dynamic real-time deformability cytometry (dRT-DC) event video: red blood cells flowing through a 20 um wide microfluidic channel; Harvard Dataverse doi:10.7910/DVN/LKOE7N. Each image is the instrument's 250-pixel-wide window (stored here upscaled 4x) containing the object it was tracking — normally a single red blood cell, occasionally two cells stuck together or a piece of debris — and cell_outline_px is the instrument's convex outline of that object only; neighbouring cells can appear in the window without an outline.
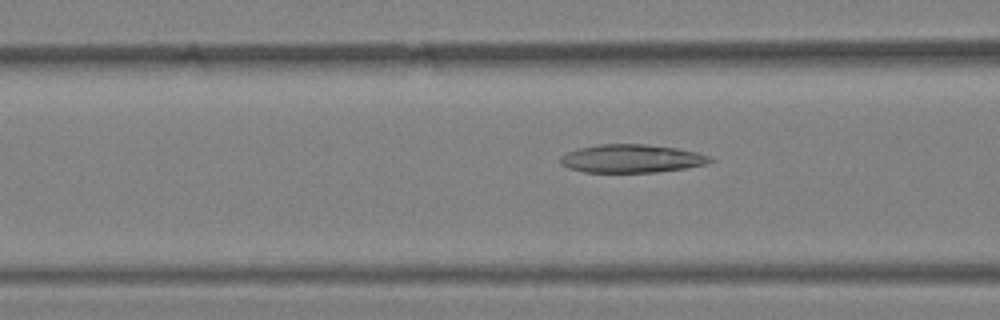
{"species": "Egyptian fruit bat (a non-hibernating species)", "species_latin": "Rousettus aegyptiacus", "temperature_condition": "warm", "stored_images_in_passage": 40, "camera_frame_rate_fps": 3000, "um_per_image_px": 0.085, "animal": {"sex": "female"}, "frame": {"image": 1, "passage_image": 13, "time_ms": 4.0, "image_size_px": [1000, 320], "cell_outline_px": [[716, 160], [704, 164], [684, 168], [656, 172], [584, 172], [568, 168], [560, 164], [560, 156], [568, 152], [580, 148], [600, 144], [644, 144], [676, 148], [696, 152], [708, 156]], "centroid_in_image_um": [53.65, 13.48], "position_along_channel_um": 112.9, "area_um2": 24.45}}
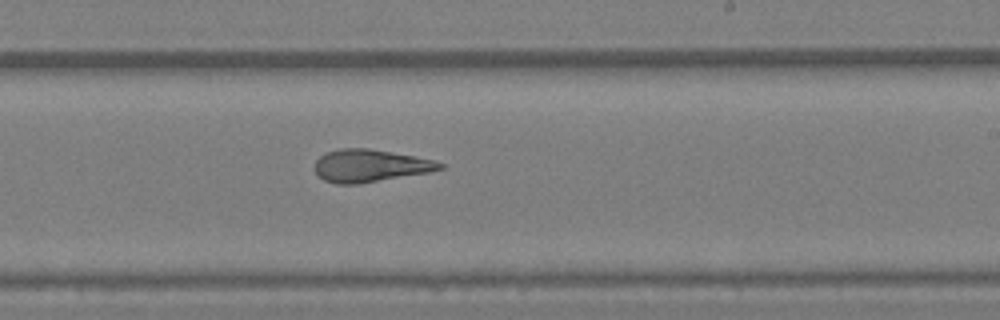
{"frame": {"image": 2, "passage_image": 25, "time_ms": 8.0, "image_size_px": [1000, 320], "cell_outline_px": [[444, 168], [428, 172], [356, 184], [336, 184], [324, 180], [316, 172], [316, 160], [320, 156], [328, 152], [340, 148], [368, 148], [416, 156], [436, 160], [444, 164]], "centroid_in_image_um": [31.48, 14.07], "position_along_channel_um": 257.5, "area_um2": 23.47}}
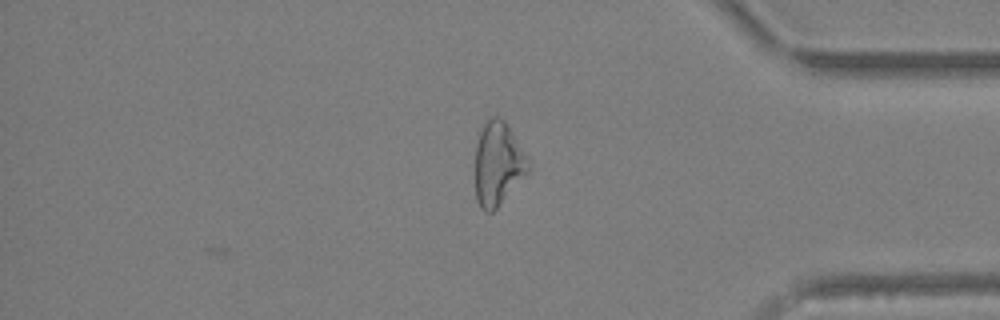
{"frame": {"image": 3, "passage_image": 38, "time_ms": 12.333, "image_size_px": [1000, 320], "cell_outline_px": [[528, 172], [496, 208], [492, 212], [484, 212], [480, 208], [476, 200], [476, 144], [480, 128], [492, 116], [500, 116], [504, 120], [528, 156]], "centroid_in_image_um": [42.31, 13.9], "position_along_channel_um": 392.9, "area_um2": 25.66}}